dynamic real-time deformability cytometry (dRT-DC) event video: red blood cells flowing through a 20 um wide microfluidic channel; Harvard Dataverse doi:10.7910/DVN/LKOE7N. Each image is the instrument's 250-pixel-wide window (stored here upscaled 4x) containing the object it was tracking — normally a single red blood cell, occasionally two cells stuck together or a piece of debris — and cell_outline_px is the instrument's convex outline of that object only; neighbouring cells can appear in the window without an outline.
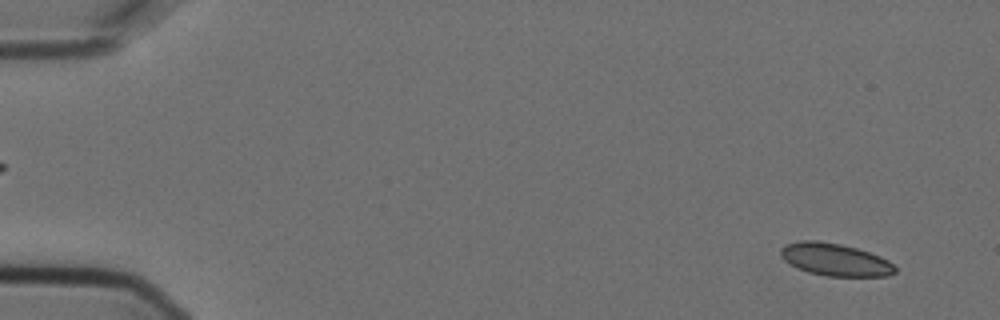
{"species": "Egyptian fruit bat (a non-hibernating species)", "species_latin": "Rousettus aegyptiacus", "temperature_condition": "cold", "stored_images_in_passage": 4, "camera_frame_rate_fps": 3000, "um_per_image_px": 0.085, "animal": {"sex": "female"}, "frame": {"image": 1, "passage_image": 1, "time_ms": 0.0, "image_size_px": [1000, 320], "cell_outline_px": [[896, 272], [888, 276], [824, 276], [808, 272], [796, 268], [784, 260], [780, 256], [780, 248], [788, 244], [800, 240], [820, 240], [840, 244], [856, 248], [880, 256], [888, 260], [896, 268]], "centroid_in_image_um": [70.96, 22.07], "position_along_channel_um": 14.0, "area_um2": 21.73}}
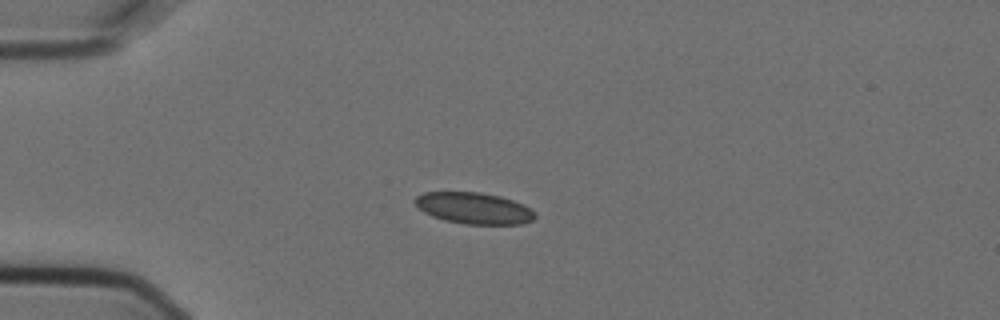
{"frame": {"image": 2, "passage_image": 4, "time_ms": 1.0, "image_size_px": [1000, 320], "cell_outline_px": [[536, 216], [532, 220], [524, 224], [464, 224], [444, 220], [432, 216], [424, 212], [412, 200], [416, 196], [424, 192], [480, 192], [500, 196], [524, 204], [536, 212]], "centroid_in_image_um": [40.3, 17.69], "position_along_channel_um": 44.7, "area_um2": 22.08}}